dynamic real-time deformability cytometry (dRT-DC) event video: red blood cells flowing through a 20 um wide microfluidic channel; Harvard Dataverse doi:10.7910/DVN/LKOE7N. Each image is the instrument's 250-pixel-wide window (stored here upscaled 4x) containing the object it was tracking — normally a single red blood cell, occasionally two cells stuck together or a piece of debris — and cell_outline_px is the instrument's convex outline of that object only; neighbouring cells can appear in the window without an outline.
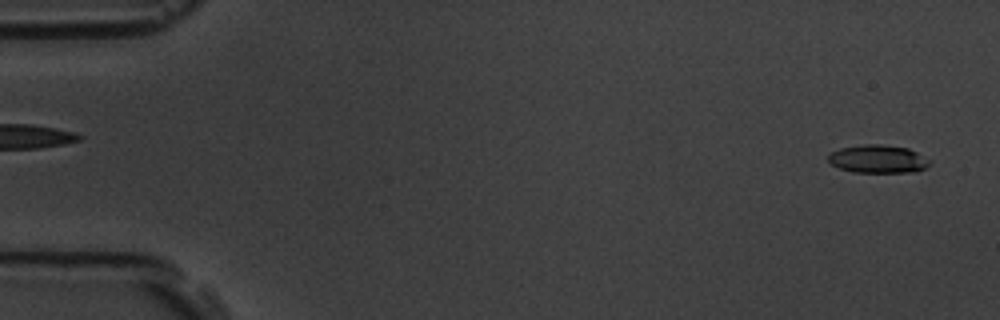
{"species": "common noctule bat (a hibernating species)", "species_latin": "Nyctalus noctula", "temperature_condition": "room temperature", "stored_images_in_passage": 55, "camera_frame_rate_fps": 3000, "um_per_image_px": 0.085, "animal": {"sex": "male", "body_mass_g": 19.5, "forearm_length_mm": 54.6}, "frame": {"image": 1, "passage_image": 2, "time_ms": 0.333, "image_size_px": [1000, 320], "cell_outline_px": [[932, 160], [924, 168], [916, 172], [852, 172], [840, 168], [832, 164], [828, 160], [828, 156], [832, 152], [840, 148], [864, 144], [880, 144], [908, 148]], "centroid_in_image_um": [74.64, 13.51], "position_along_channel_um": 10.4, "area_um2": 16.53}}
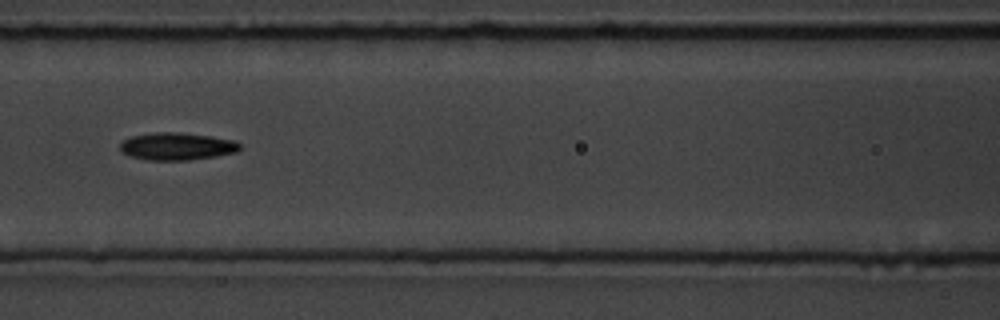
{"frame": {"image": 2, "passage_image": 25, "time_ms": 8.0, "image_size_px": [1000, 320], "cell_outline_px": [[240, 148], [236, 152], [216, 156], [188, 160], [148, 160], [128, 156], [120, 152], [120, 144], [124, 140], [132, 136], [156, 132], [180, 132], [212, 136], [232, 140], [240, 144]], "centroid_in_image_um": [15.0, 12.44], "position_along_channel_um": 151.6, "area_um2": 19.19}}
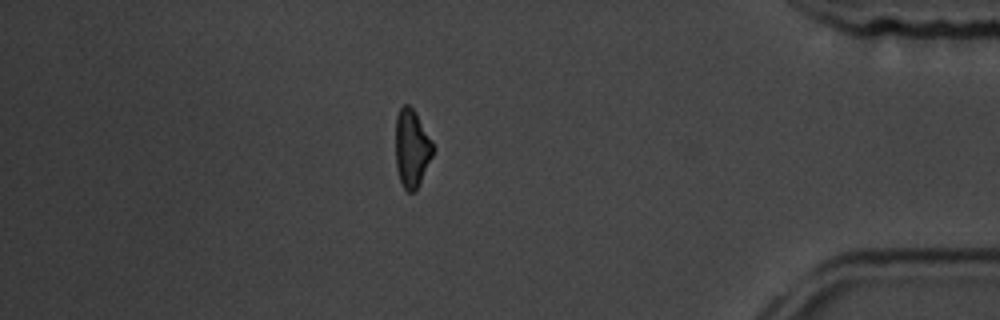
{"frame": {"image": 3, "passage_image": 49, "time_ms": 16.0, "image_size_px": [1000, 320], "cell_outline_px": [[436, 148], [416, 188], [412, 192], [408, 192], [404, 188], [400, 180], [396, 168], [396, 116], [400, 108], [404, 104], [408, 104], [412, 108], [432, 140]], "centroid_in_image_um": [35.0, 12.58], "position_along_channel_um": 400.2, "area_um2": 16.7}}